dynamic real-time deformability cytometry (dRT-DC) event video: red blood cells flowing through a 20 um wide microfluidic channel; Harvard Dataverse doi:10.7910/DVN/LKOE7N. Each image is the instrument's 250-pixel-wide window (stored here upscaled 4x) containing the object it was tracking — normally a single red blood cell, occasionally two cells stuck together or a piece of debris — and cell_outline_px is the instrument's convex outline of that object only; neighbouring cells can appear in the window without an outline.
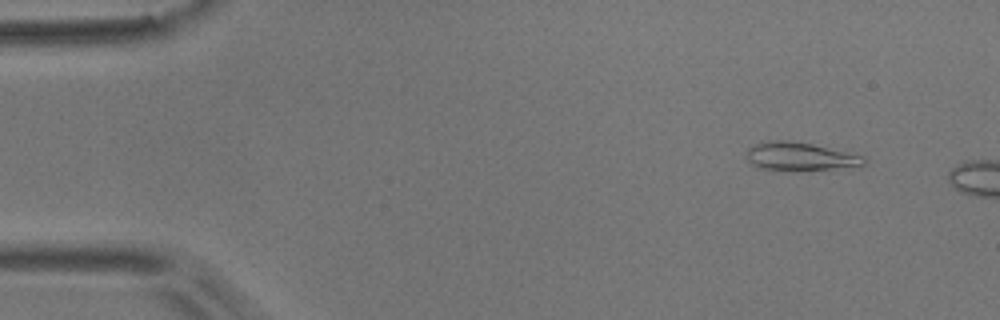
{"species": "common noctule bat (a hibernating species)", "species_latin": "Nyctalus noctula", "temperature_condition": "room temperature", "stored_images_in_passage": 4, "camera_frame_rate_fps": 3000, "um_per_image_px": 0.085, "animal": {"sex": "male", "body_mass_g": 17.9}, "frame": {"image": 1, "passage_image": 2, "time_ms": 0.333, "image_size_px": [1000, 320], "cell_outline_px": [[868, 160], [860, 168], [760, 168], [752, 164], [748, 160], [748, 148], [756, 144], [768, 140], [788, 140], [812, 144], [864, 156]], "centroid_in_image_um": [68.09, 13.27], "position_along_channel_um": 16.9, "area_um2": 18.61}}